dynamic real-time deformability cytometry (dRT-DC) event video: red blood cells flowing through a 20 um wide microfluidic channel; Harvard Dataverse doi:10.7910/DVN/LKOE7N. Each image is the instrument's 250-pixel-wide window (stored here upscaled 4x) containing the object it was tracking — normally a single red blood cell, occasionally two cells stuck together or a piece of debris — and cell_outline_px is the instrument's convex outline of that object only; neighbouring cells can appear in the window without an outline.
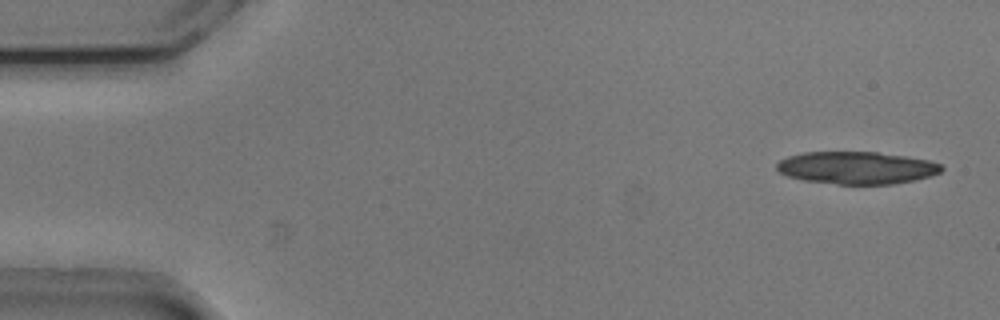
{"species": "common noctule bat (a hibernating species)", "species_latin": "Nyctalus noctula", "temperature_condition": "cold", "stored_images_in_passage": 6, "camera_frame_rate_fps": 3000, "um_per_image_px": 0.085, "animal": {"sex": "male", "body_mass_g": 20.5, "forearm_length_mm": 52.5}, "frame": {"image": 1, "passage_image": 2, "time_ms": 0.333, "image_size_px": [1000, 320], "cell_outline_px": [[944, 168], [940, 172], [932, 176], [916, 180], [892, 184], [836, 184], [804, 180], [788, 176], [780, 172], [776, 168], [776, 164], [780, 160], [788, 156], [804, 152], [876, 152], [904, 156], [928, 160], [940, 164]], "centroid_in_image_um": [72.82, 14.26], "position_along_channel_um": 12.2, "area_um2": 31.1}}